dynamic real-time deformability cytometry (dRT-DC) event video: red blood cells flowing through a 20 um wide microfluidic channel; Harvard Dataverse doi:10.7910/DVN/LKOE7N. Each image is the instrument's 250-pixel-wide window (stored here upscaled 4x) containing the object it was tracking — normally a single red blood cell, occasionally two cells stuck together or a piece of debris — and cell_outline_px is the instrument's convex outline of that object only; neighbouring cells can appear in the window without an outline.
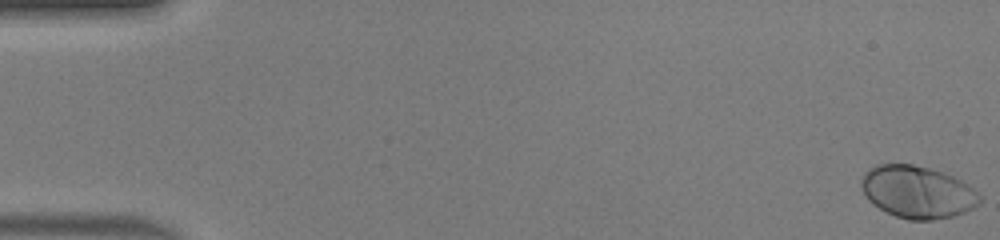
{"species": "human", "species_latin": "Homo sapiens", "temperature_condition": "warm", "stored_images_in_passage": 50, "camera_frame_rate_fps": 3000, "um_per_image_px": 0.085, "donor": {"sex": "male"}, "frame": {"image": 1, "passage_image": 1, "time_ms": 0.0, "image_size_px": [1000, 240], "cell_outline_px": [[984, 200], [980, 204], [964, 212], [952, 216], [932, 220], [908, 220], [896, 216], [872, 204], [868, 200], [860, 184], [860, 180], [864, 172], [868, 168], [876, 164], [912, 164], [928, 168], [952, 176], [968, 184]], "centroid_in_image_um": [77.96, 16.32], "position_along_channel_um": 7.0, "area_um2": 36.07}}
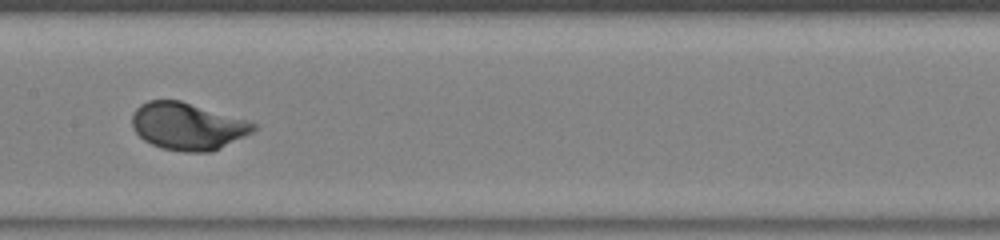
{"frame": {"image": 2, "passage_image": 26, "time_ms": 8.333, "image_size_px": [1000, 240], "cell_outline_px": [[256, 128], [252, 132], [212, 152], [184, 152], [160, 148], [144, 140], [132, 128], [132, 116], [136, 108], [140, 104], [148, 100], [180, 100], [248, 120], [256, 124]], "centroid_in_image_um": [15.93, 10.73], "position_along_channel_um": 191.5, "area_um2": 33.41}}
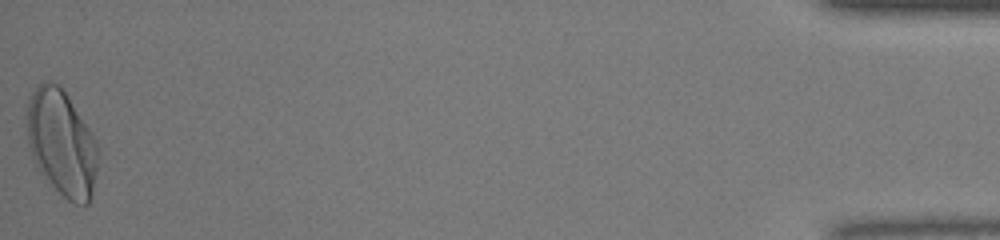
{"frame": {"image": 3, "passage_image": 50, "time_ms": 16.333, "image_size_px": [1000, 240], "cell_outline_px": [[100, 148], [92, 196], [88, 204], [72, 204], [40, 172], [32, 156], [28, 144], [28, 104], [32, 92], [36, 84], [44, 80], [48, 80], [60, 84], [92, 132]], "centroid_in_image_um": [5.27, 12.13], "position_along_channel_um": 429.9, "area_um2": 43.99}, "authors_computed_cell_mechanics": {"area_um2": 33.4084, "velocity_mm_per_s": 4.1784, "shape_relaxation_time_tau1_ms": 1.7811, "shape_relaxation_time_tau2_ms": null, "deformation_change_tau1": 0.1618, "deformation_change_tau2": null}}